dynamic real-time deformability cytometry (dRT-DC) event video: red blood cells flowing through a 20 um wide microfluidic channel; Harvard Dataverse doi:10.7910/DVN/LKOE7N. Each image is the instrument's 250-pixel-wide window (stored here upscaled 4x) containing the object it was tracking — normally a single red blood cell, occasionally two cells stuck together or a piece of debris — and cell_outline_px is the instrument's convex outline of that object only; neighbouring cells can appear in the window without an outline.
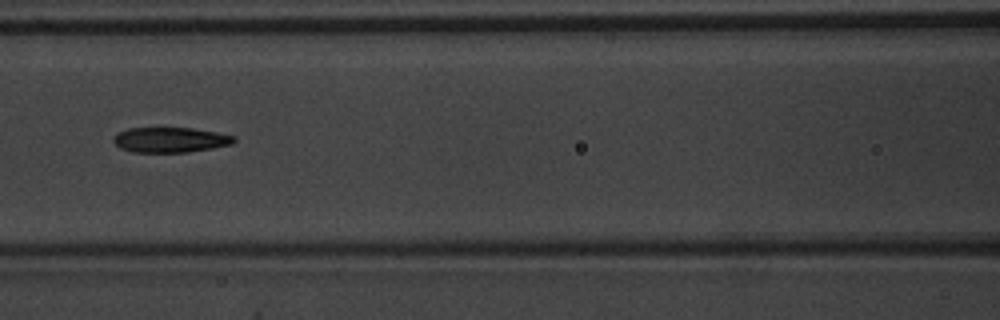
{"species": "common noctule bat (a hibernating species)", "species_latin": "Nyctalus noctula", "temperature_condition": "warm", "stored_images_in_passage": 32, "camera_frame_rate_fps": 3000, "um_per_image_px": 0.085, "animal": {"sex": "male", "body_mass_g": 20.1, "forearm_length_mm": 53.5}, "frame": {"image": 1, "passage_image": 10, "time_ms": 3.0, "image_size_px": [1000, 320], "cell_outline_px": [[236, 140], [232, 144], [212, 148], [188, 152], [132, 152], [120, 148], [112, 140], [112, 136], [116, 132], [128, 128], [192, 128], [216, 132], [236, 136]], "centroid_in_image_um": [14.44, 11.88], "position_along_channel_um": 152.2, "area_um2": 17.8}, "authors_computed_cell_mechanics": {"area_um2": 18.3515, "velocity_mm_per_s": 3.9586, "shape_relaxation_time_tau1_ms": 4.868, "shape_relaxation_time_tau2_ms": 2.8517, "deformation_change_tau1": 0.1889, "deformation_change_tau2": 0.116}}